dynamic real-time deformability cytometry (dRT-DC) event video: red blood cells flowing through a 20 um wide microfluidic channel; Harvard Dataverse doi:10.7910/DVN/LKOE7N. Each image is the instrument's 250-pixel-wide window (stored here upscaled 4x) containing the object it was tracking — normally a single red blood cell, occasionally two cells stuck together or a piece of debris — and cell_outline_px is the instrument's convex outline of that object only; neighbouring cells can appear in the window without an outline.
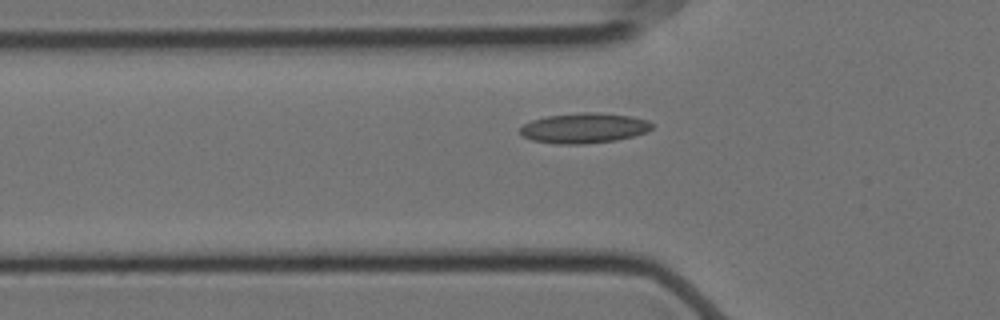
{"species": "Egyptian fruit bat (a non-hibernating species)", "species_latin": "Rousettus aegyptiacus", "temperature_condition": "cold", "stored_images_in_passage": 43, "camera_frame_rate_fps": 3000, "um_per_image_px": 0.085, "animal": {"sex": "female"}, "frame": {"image": 1, "passage_image": 10, "time_ms": 3.0, "image_size_px": [1000, 320], "cell_outline_px": [[652, 128], [648, 132], [616, 140], [584, 144], [556, 144], [532, 140], [520, 136], [520, 128], [524, 124], [532, 120], [548, 116], [584, 112], [596, 112], [632, 116], [648, 120], [652, 124]], "centroid_in_image_um": [49.64, 10.89], "position_along_channel_um": 76.2, "area_um2": 23.24}}
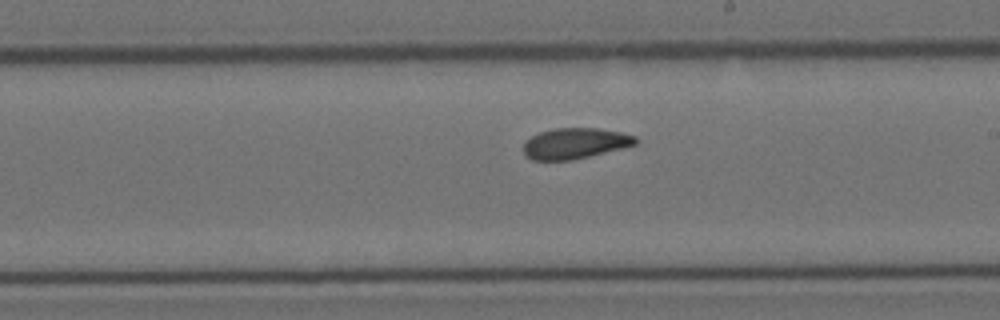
{"frame": {"image": 2, "passage_image": 24, "time_ms": 7.667, "image_size_px": [1000, 320], "cell_outline_px": [[640, 140], [636, 144], [624, 148], [572, 160], [532, 160], [524, 152], [524, 144], [532, 136], [540, 132], [556, 128], [600, 128], [620, 132], [636, 136]], "centroid_in_image_um": [48.94, 12.18], "position_along_channel_um": 240.1, "area_um2": 20.06}}
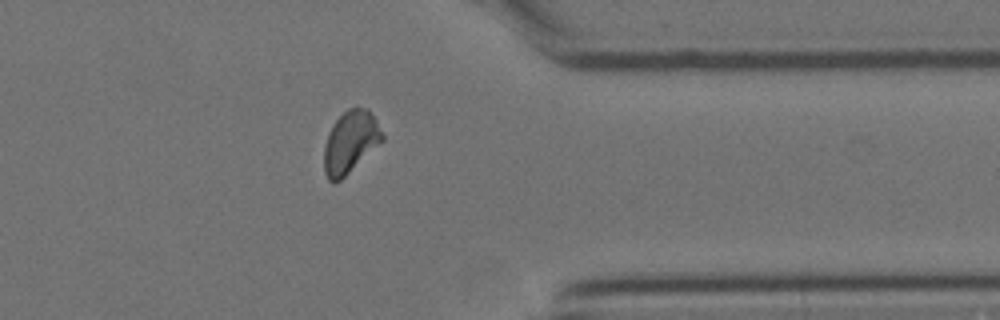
{"frame": {"image": 3, "passage_image": 37, "time_ms": 12.0, "image_size_px": [1000, 320], "cell_outline_px": [[384, 140], [340, 180], [328, 180], [324, 172], [324, 148], [328, 132], [332, 124], [348, 108], [368, 108], [376, 120], [384, 136]], "centroid_in_image_um": [29.78, 12.05], "position_along_channel_um": 381.6, "area_um2": 20.81}, "authors_computed_cell_mechanics": {"area_um2": 20.6924, "velocity_mm_per_s": 3.5092, "shape_relaxation_time_tau1_ms": null, "shape_relaxation_time_tau2_ms": 4.0639, "deformation_change_tau1": null, "deformation_change_tau2": 0.0922}}